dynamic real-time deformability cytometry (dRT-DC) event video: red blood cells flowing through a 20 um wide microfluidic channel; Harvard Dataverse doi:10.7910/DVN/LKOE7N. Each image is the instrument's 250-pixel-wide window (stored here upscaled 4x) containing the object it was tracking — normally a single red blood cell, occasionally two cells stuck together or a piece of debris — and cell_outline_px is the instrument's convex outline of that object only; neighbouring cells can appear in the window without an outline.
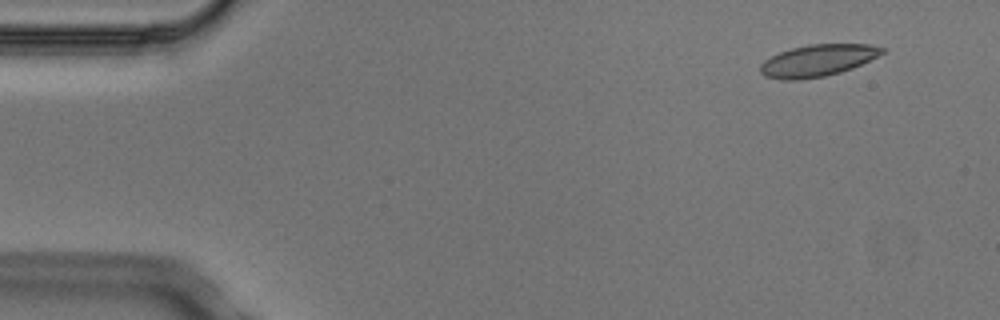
{"species": "Egyptian fruit bat (a non-hibernating species)", "species_latin": "Rousettus aegyptiacus", "temperature_condition": "cold", "stored_images_in_passage": 4, "camera_frame_rate_fps": 3000, "um_per_image_px": 0.085, "animal": {"sex": "male"}, "frame": {"image": 1, "passage_image": 1, "time_ms": 0.0, "image_size_px": [1000, 320], "cell_outline_px": [[884, 52], [852, 68], [840, 72], [824, 76], [800, 80], [780, 80], [764, 76], [760, 72], [760, 64], [764, 60], [780, 52], [792, 48], [808, 44], [868, 44], [884, 48]], "centroid_in_image_um": [69.44, 5.15], "position_along_channel_um": 15.6, "area_um2": 22.43}}
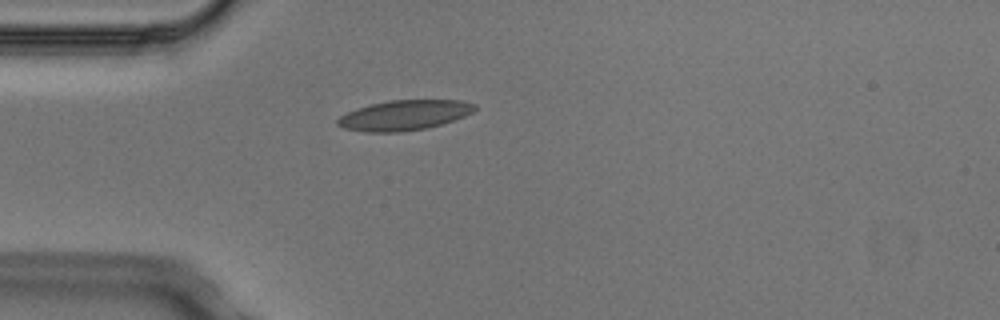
{"frame": {"image": 2, "passage_image": 4, "time_ms": 1.0, "image_size_px": [1000, 320], "cell_outline_px": [[476, 108], [472, 112], [464, 116], [428, 128], [400, 132], [364, 132], [344, 128], [336, 124], [336, 120], [340, 116], [356, 108], [388, 100], [460, 100], [476, 104]], "centroid_in_image_um": [34.34, 9.79], "position_along_channel_um": 50.7, "area_um2": 23.99}}